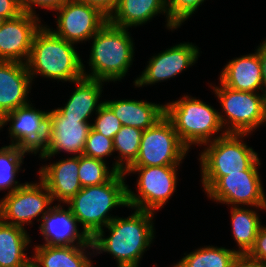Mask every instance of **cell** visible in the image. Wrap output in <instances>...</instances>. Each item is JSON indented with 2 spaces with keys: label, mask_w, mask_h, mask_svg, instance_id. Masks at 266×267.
<instances>
[{
  "label": "cell",
  "mask_w": 266,
  "mask_h": 267,
  "mask_svg": "<svg viewBox=\"0 0 266 267\" xmlns=\"http://www.w3.org/2000/svg\"><path fill=\"white\" fill-rule=\"evenodd\" d=\"M67 1L69 0H20V3L24 12L39 15L36 14L35 6L54 12Z\"/></svg>",
  "instance_id": "e575fe53"
},
{
  "label": "cell",
  "mask_w": 266,
  "mask_h": 267,
  "mask_svg": "<svg viewBox=\"0 0 266 267\" xmlns=\"http://www.w3.org/2000/svg\"><path fill=\"white\" fill-rule=\"evenodd\" d=\"M45 241L44 245H82L92 244L84 231L78 228V223L69 208L61 204L53 205L42 218L38 227Z\"/></svg>",
  "instance_id": "d6986e66"
},
{
  "label": "cell",
  "mask_w": 266,
  "mask_h": 267,
  "mask_svg": "<svg viewBox=\"0 0 266 267\" xmlns=\"http://www.w3.org/2000/svg\"><path fill=\"white\" fill-rule=\"evenodd\" d=\"M5 21L6 19L0 15V26H2Z\"/></svg>",
  "instance_id": "60d3db41"
},
{
  "label": "cell",
  "mask_w": 266,
  "mask_h": 267,
  "mask_svg": "<svg viewBox=\"0 0 266 267\" xmlns=\"http://www.w3.org/2000/svg\"><path fill=\"white\" fill-rule=\"evenodd\" d=\"M134 210L128 217L116 216L91 238L94 255L103 252L110 254L116 259L117 267L139 266L142 255L155 238V214L136 208ZM105 229H108V236H105Z\"/></svg>",
  "instance_id": "6da1fadb"
},
{
  "label": "cell",
  "mask_w": 266,
  "mask_h": 267,
  "mask_svg": "<svg viewBox=\"0 0 266 267\" xmlns=\"http://www.w3.org/2000/svg\"><path fill=\"white\" fill-rule=\"evenodd\" d=\"M20 226L4 223L0 219V266L31 267V256L25 253L31 244L27 230Z\"/></svg>",
  "instance_id": "d4e9b609"
},
{
  "label": "cell",
  "mask_w": 266,
  "mask_h": 267,
  "mask_svg": "<svg viewBox=\"0 0 266 267\" xmlns=\"http://www.w3.org/2000/svg\"><path fill=\"white\" fill-rule=\"evenodd\" d=\"M104 103L123 126L135 127L142 131L154 126L165 116V104H155L147 100L113 99Z\"/></svg>",
  "instance_id": "cb8c5ba5"
},
{
  "label": "cell",
  "mask_w": 266,
  "mask_h": 267,
  "mask_svg": "<svg viewBox=\"0 0 266 267\" xmlns=\"http://www.w3.org/2000/svg\"><path fill=\"white\" fill-rule=\"evenodd\" d=\"M38 181L25 182L0 199V219L4 223L24 228L33 224L34 219L38 223L42 221L54 202L45 184L40 179Z\"/></svg>",
  "instance_id": "8fae6325"
},
{
  "label": "cell",
  "mask_w": 266,
  "mask_h": 267,
  "mask_svg": "<svg viewBox=\"0 0 266 267\" xmlns=\"http://www.w3.org/2000/svg\"><path fill=\"white\" fill-rule=\"evenodd\" d=\"M188 152L172 122L164 116L143 131L138 157L129 167L181 166Z\"/></svg>",
  "instance_id": "9c48e42d"
},
{
  "label": "cell",
  "mask_w": 266,
  "mask_h": 267,
  "mask_svg": "<svg viewBox=\"0 0 266 267\" xmlns=\"http://www.w3.org/2000/svg\"><path fill=\"white\" fill-rule=\"evenodd\" d=\"M264 126L266 125V90L264 91Z\"/></svg>",
  "instance_id": "ab89813d"
},
{
  "label": "cell",
  "mask_w": 266,
  "mask_h": 267,
  "mask_svg": "<svg viewBox=\"0 0 266 267\" xmlns=\"http://www.w3.org/2000/svg\"><path fill=\"white\" fill-rule=\"evenodd\" d=\"M39 179L49 190L57 204H67L81 189L79 156H68L39 168Z\"/></svg>",
  "instance_id": "ac0fdd59"
},
{
  "label": "cell",
  "mask_w": 266,
  "mask_h": 267,
  "mask_svg": "<svg viewBox=\"0 0 266 267\" xmlns=\"http://www.w3.org/2000/svg\"><path fill=\"white\" fill-rule=\"evenodd\" d=\"M57 36L74 44L90 39L108 22V16L99 8L76 0H69L55 10Z\"/></svg>",
  "instance_id": "7c38bea8"
},
{
  "label": "cell",
  "mask_w": 266,
  "mask_h": 267,
  "mask_svg": "<svg viewBox=\"0 0 266 267\" xmlns=\"http://www.w3.org/2000/svg\"><path fill=\"white\" fill-rule=\"evenodd\" d=\"M259 166L260 158L248 170L221 176L205 194L208 199L228 206L266 207Z\"/></svg>",
  "instance_id": "30bf717a"
},
{
  "label": "cell",
  "mask_w": 266,
  "mask_h": 267,
  "mask_svg": "<svg viewBox=\"0 0 266 267\" xmlns=\"http://www.w3.org/2000/svg\"><path fill=\"white\" fill-rule=\"evenodd\" d=\"M229 267H263L257 260L247 254H237Z\"/></svg>",
  "instance_id": "74e56055"
},
{
  "label": "cell",
  "mask_w": 266,
  "mask_h": 267,
  "mask_svg": "<svg viewBox=\"0 0 266 267\" xmlns=\"http://www.w3.org/2000/svg\"><path fill=\"white\" fill-rule=\"evenodd\" d=\"M125 179L124 172H117L104 184L83 187L66 204L90 239L116 217L109 214L110 211L118 207L129 208Z\"/></svg>",
  "instance_id": "3957f363"
},
{
  "label": "cell",
  "mask_w": 266,
  "mask_h": 267,
  "mask_svg": "<svg viewBox=\"0 0 266 267\" xmlns=\"http://www.w3.org/2000/svg\"><path fill=\"white\" fill-rule=\"evenodd\" d=\"M107 165L106 161L79 155V180L82 188L108 182L117 171Z\"/></svg>",
  "instance_id": "f546056e"
},
{
  "label": "cell",
  "mask_w": 266,
  "mask_h": 267,
  "mask_svg": "<svg viewBox=\"0 0 266 267\" xmlns=\"http://www.w3.org/2000/svg\"><path fill=\"white\" fill-rule=\"evenodd\" d=\"M129 29L118 27L109 21L91 38L90 66L83 73L87 78L104 82L121 81L134 61V40Z\"/></svg>",
  "instance_id": "277c9868"
},
{
  "label": "cell",
  "mask_w": 266,
  "mask_h": 267,
  "mask_svg": "<svg viewBox=\"0 0 266 267\" xmlns=\"http://www.w3.org/2000/svg\"><path fill=\"white\" fill-rule=\"evenodd\" d=\"M206 0H166V10L169 19L181 27Z\"/></svg>",
  "instance_id": "1f68e13d"
},
{
  "label": "cell",
  "mask_w": 266,
  "mask_h": 267,
  "mask_svg": "<svg viewBox=\"0 0 266 267\" xmlns=\"http://www.w3.org/2000/svg\"><path fill=\"white\" fill-rule=\"evenodd\" d=\"M75 48L74 43L57 36L43 24L34 36L26 63L32 81L39 75L73 84L84 77L83 60Z\"/></svg>",
  "instance_id": "7a4b0ae2"
},
{
  "label": "cell",
  "mask_w": 266,
  "mask_h": 267,
  "mask_svg": "<svg viewBox=\"0 0 266 267\" xmlns=\"http://www.w3.org/2000/svg\"><path fill=\"white\" fill-rule=\"evenodd\" d=\"M40 19L24 12L0 26V61L27 63L34 36L43 25Z\"/></svg>",
  "instance_id": "2e32d148"
},
{
  "label": "cell",
  "mask_w": 266,
  "mask_h": 267,
  "mask_svg": "<svg viewBox=\"0 0 266 267\" xmlns=\"http://www.w3.org/2000/svg\"><path fill=\"white\" fill-rule=\"evenodd\" d=\"M24 13L20 0H0V15L6 20L16 18Z\"/></svg>",
  "instance_id": "d590c367"
},
{
  "label": "cell",
  "mask_w": 266,
  "mask_h": 267,
  "mask_svg": "<svg viewBox=\"0 0 266 267\" xmlns=\"http://www.w3.org/2000/svg\"><path fill=\"white\" fill-rule=\"evenodd\" d=\"M219 81L226 87L245 92H264L259 53L236 57L227 62L220 72Z\"/></svg>",
  "instance_id": "ffe728a7"
},
{
  "label": "cell",
  "mask_w": 266,
  "mask_h": 267,
  "mask_svg": "<svg viewBox=\"0 0 266 267\" xmlns=\"http://www.w3.org/2000/svg\"><path fill=\"white\" fill-rule=\"evenodd\" d=\"M259 53L263 83L266 89V39L256 47Z\"/></svg>",
  "instance_id": "f35d334b"
},
{
  "label": "cell",
  "mask_w": 266,
  "mask_h": 267,
  "mask_svg": "<svg viewBox=\"0 0 266 267\" xmlns=\"http://www.w3.org/2000/svg\"><path fill=\"white\" fill-rule=\"evenodd\" d=\"M92 244L34 245L31 267H92Z\"/></svg>",
  "instance_id": "44dd1931"
},
{
  "label": "cell",
  "mask_w": 266,
  "mask_h": 267,
  "mask_svg": "<svg viewBox=\"0 0 266 267\" xmlns=\"http://www.w3.org/2000/svg\"><path fill=\"white\" fill-rule=\"evenodd\" d=\"M114 152L113 139L104 137L91 128L82 155L105 161Z\"/></svg>",
  "instance_id": "4dcf8cb0"
},
{
  "label": "cell",
  "mask_w": 266,
  "mask_h": 267,
  "mask_svg": "<svg viewBox=\"0 0 266 267\" xmlns=\"http://www.w3.org/2000/svg\"><path fill=\"white\" fill-rule=\"evenodd\" d=\"M142 134L141 129L122 126L115 135L114 151L118 156L114 159L112 168L117 172H124L138 157Z\"/></svg>",
  "instance_id": "f1b7e54d"
},
{
  "label": "cell",
  "mask_w": 266,
  "mask_h": 267,
  "mask_svg": "<svg viewBox=\"0 0 266 267\" xmlns=\"http://www.w3.org/2000/svg\"><path fill=\"white\" fill-rule=\"evenodd\" d=\"M32 79L26 63L0 61V119L31 103Z\"/></svg>",
  "instance_id": "e0dca14e"
},
{
  "label": "cell",
  "mask_w": 266,
  "mask_h": 267,
  "mask_svg": "<svg viewBox=\"0 0 266 267\" xmlns=\"http://www.w3.org/2000/svg\"><path fill=\"white\" fill-rule=\"evenodd\" d=\"M218 111L192 95L165 103V116L172 122L180 141L188 150L193 145L202 146L226 134Z\"/></svg>",
  "instance_id": "5b68a950"
},
{
  "label": "cell",
  "mask_w": 266,
  "mask_h": 267,
  "mask_svg": "<svg viewBox=\"0 0 266 267\" xmlns=\"http://www.w3.org/2000/svg\"><path fill=\"white\" fill-rule=\"evenodd\" d=\"M219 85L210 84V88L220 100L219 117L226 133L252 134L264 125V92L234 90L220 81Z\"/></svg>",
  "instance_id": "52a82bcc"
},
{
  "label": "cell",
  "mask_w": 266,
  "mask_h": 267,
  "mask_svg": "<svg viewBox=\"0 0 266 267\" xmlns=\"http://www.w3.org/2000/svg\"><path fill=\"white\" fill-rule=\"evenodd\" d=\"M90 129V122L65 118L56 108L52 109L48 113L47 140L38 152L39 157L46 161L60 152L82 155Z\"/></svg>",
  "instance_id": "4fadbf2b"
},
{
  "label": "cell",
  "mask_w": 266,
  "mask_h": 267,
  "mask_svg": "<svg viewBox=\"0 0 266 267\" xmlns=\"http://www.w3.org/2000/svg\"><path fill=\"white\" fill-rule=\"evenodd\" d=\"M35 108L30 103L5 114L0 119V130L9 123V144L24 147L37 155L47 140L49 111Z\"/></svg>",
  "instance_id": "5bb4252c"
},
{
  "label": "cell",
  "mask_w": 266,
  "mask_h": 267,
  "mask_svg": "<svg viewBox=\"0 0 266 267\" xmlns=\"http://www.w3.org/2000/svg\"><path fill=\"white\" fill-rule=\"evenodd\" d=\"M199 49L195 43L184 42L153 55L149 58L142 74L133 81L135 88L156 85V83L178 76L186 68L195 65L200 57Z\"/></svg>",
  "instance_id": "9a60e30c"
},
{
  "label": "cell",
  "mask_w": 266,
  "mask_h": 267,
  "mask_svg": "<svg viewBox=\"0 0 266 267\" xmlns=\"http://www.w3.org/2000/svg\"><path fill=\"white\" fill-rule=\"evenodd\" d=\"M237 254L234 248L209 245L184 253L185 256L171 267H229Z\"/></svg>",
  "instance_id": "4316f807"
},
{
  "label": "cell",
  "mask_w": 266,
  "mask_h": 267,
  "mask_svg": "<svg viewBox=\"0 0 266 267\" xmlns=\"http://www.w3.org/2000/svg\"><path fill=\"white\" fill-rule=\"evenodd\" d=\"M179 166L128 167L124 174H138L137 189L128 186V206L153 212L161 210L176 192ZM138 172V173H137Z\"/></svg>",
  "instance_id": "ba28073f"
},
{
  "label": "cell",
  "mask_w": 266,
  "mask_h": 267,
  "mask_svg": "<svg viewBox=\"0 0 266 267\" xmlns=\"http://www.w3.org/2000/svg\"><path fill=\"white\" fill-rule=\"evenodd\" d=\"M247 255L257 260L263 267H266V226L262 225L258 230L255 243Z\"/></svg>",
  "instance_id": "836d02e7"
},
{
  "label": "cell",
  "mask_w": 266,
  "mask_h": 267,
  "mask_svg": "<svg viewBox=\"0 0 266 267\" xmlns=\"http://www.w3.org/2000/svg\"><path fill=\"white\" fill-rule=\"evenodd\" d=\"M249 135L226 133L204 145L198 158L204 193L221 176L248 170L259 159L258 153L244 141Z\"/></svg>",
  "instance_id": "8992f818"
},
{
  "label": "cell",
  "mask_w": 266,
  "mask_h": 267,
  "mask_svg": "<svg viewBox=\"0 0 266 267\" xmlns=\"http://www.w3.org/2000/svg\"><path fill=\"white\" fill-rule=\"evenodd\" d=\"M74 92H71L67 103L63 107L56 108L65 118L79 119V122H89L93 113L98 112L104 101L102 97L104 81L82 77L73 82Z\"/></svg>",
  "instance_id": "603a6c76"
},
{
  "label": "cell",
  "mask_w": 266,
  "mask_h": 267,
  "mask_svg": "<svg viewBox=\"0 0 266 267\" xmlns=\"http://www.w3.org/2000/svg\"><path fill=\"white\" fill-rule=\"evenodd\" d=\"M158 14L166 15L165 26L169 31L178 28L168 17L166 0H119L108 21L115 26L129 29L150 22Z\"/></svg>",
  "instance_id": "7402d4cb"
},
{
  "label": "cell",
  "mask_w": 266,
  "mask_h": 267,
  "mask_svg": "<svg viewBox=\"0 0 266 267\" xmlns=\"http://www.w3.org/2000/svg\"><path fill=\"white\" fill-rule=\"evenodd\" d=\"M253 208V209H252ZM240 207L231 206L230 221L232 236L237 243L238 254H247L255 243L258 230L262 226L258 210H266V207ZM256 208V209H255Z\"/></svg>",
  "instance_id": "484cf974"
},
{
  "label": "cell",
  "mask_w": 266,
  "mask_h": 267,
  "mask_svg": "<svg viewBox=\"0 0 266 267\" xmlns=\"http://www.w3.org/2000/svg\"><path fill=\"white\" fill-rule=\"evenodd\" d=\"M99 8L108 17L116 9L119 0H76Z\"/></svg>",
  "instance_id": "8d00e7d4"
},
{
  "label": "cell",
  "mask_w": 266,
  "mask_h": 267,
  "mask_svg": "<svg viewBox=\"0 0 266 267\" xmlns=\"http://www.w3.org/2000/svg\"><path fill=\"white\" fill-rule=\"evenodd\" d=\"M95 115L96 118H94L91 128L104 137L114 139L123 125L112 110L104 103Z\"/></svg>",
  "instance_id": "d6a6232c"
},
{
  "label": "cell",
  "mask_w": 266,
  "mask_h": 267,
  "mask_svg": "<svg viewBox=\"0 0 266 267\" xmlns=\"http://www.w3.org/2000/svg\"><path fill=\"white\" fill-rule=\"evenodd\" d=\"M32 154L28 149L12 144L0 148V191L11 193L21 187L16 175L20 172L24 157Z\"/></svg>",
  "instance_id": "83f0119b"
}]
</instances>
